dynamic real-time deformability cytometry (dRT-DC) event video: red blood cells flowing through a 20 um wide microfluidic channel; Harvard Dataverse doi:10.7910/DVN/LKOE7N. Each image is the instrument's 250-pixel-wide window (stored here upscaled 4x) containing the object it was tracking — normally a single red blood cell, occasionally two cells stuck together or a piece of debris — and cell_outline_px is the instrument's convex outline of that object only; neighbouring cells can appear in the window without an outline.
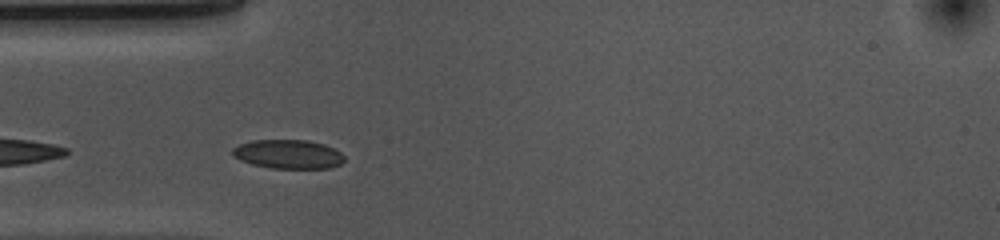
{"species": "common noctule bat (a hibernating species)", "species_latin": "Nyctalus noctula", "temperature_condition": "cold", "stored_images_in_passage": 16, "camera_frame_rate_fps": 3000, "um_per_image_px": 0.085, "animal": {"sex": "female", "body_mass_g": 10.0, "forearm_length_mm": 53.1}, "frame": {"image": 1, "passage_image": 3, "time_ms": 0.667, "image_size_px": [1000, 240], "cell_outline_px": [[344, 160], [340, 164], [328, 168], [272, 168], [252, 164], [240, 160], [232, 156], [232, 148], [240, 144], [252, 140], [308, 140], [324, 144], [340, 152], [344, 156]], "centroid_in_image_um": [24.47, 13.1], "position_along_channel_um": 60.5, "area_um2": 18.84}}